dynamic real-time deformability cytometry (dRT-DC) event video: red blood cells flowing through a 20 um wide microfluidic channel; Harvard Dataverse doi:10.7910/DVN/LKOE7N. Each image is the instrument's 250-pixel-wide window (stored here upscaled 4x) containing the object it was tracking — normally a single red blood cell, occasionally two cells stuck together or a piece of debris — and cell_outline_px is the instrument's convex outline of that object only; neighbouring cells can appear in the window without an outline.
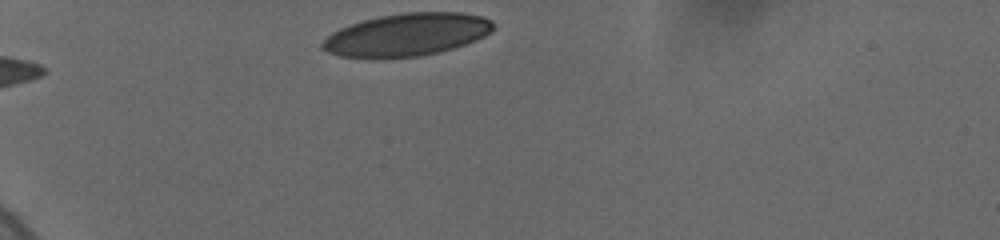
{"species": "human", "species_latin": "Homo sapiens", "temperature_condition": "cold", "stored_images_in_passage": 3, "camera_frame_rate_fps": 3000, "um_per_image_px": 0.085, "donor": {"sex": "female"}, "frame": {"image": 1, "passage_image": 1, "time_ms": 0.0, "image_size_px": [1000, 240], "cell_outline_px": [[492, 32], [476, 40], [452, 48], [420, 56], [376, 60], [368, 60], [340, 56], [328, 52], [320, 48], [320, 44], [332, 32], [340, 28], [364, 20], [380, 16], [404, 12], [460, 12], [484, 16], [492, 20]], "centroid_in_image_um": [34.54, 2.97], "position_along_channel_um": 50.5, "area_um2": 43.0}}
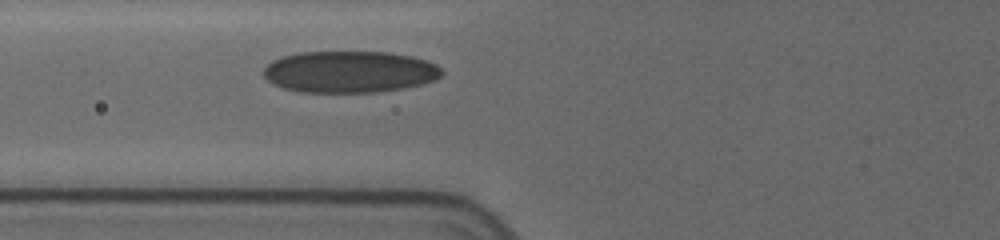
{"frame": {"image": 2, "passage_image": 3, "time_ms": 2.333, "image_size_px": [1000, 240], "cell_outline_px": [[444, 72], [440, 76], [432, 80], [420, 84], [404, 88], [376, 92], [300, 92], [284, 88], [272, 84], [264, 76], [264, 68], [272, 60], [284, 56], [300, 52], [388, 52], [412, 56], [428, 60], [436, 64]], "centroid_in_image_um": [29.71, 6.1], "position_along_channel_um": 96.1, "area_um2": 43.29}}